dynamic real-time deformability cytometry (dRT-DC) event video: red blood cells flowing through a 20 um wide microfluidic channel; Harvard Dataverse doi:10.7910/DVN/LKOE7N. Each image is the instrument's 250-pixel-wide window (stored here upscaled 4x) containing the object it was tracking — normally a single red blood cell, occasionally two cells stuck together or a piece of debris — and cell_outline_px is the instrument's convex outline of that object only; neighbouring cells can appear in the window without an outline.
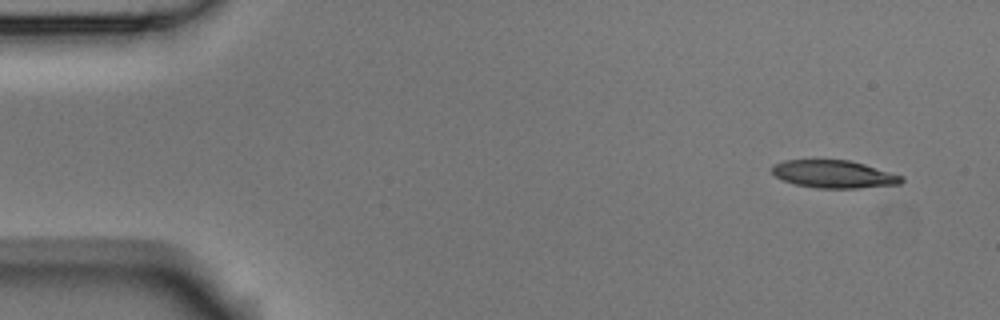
{"species": "Egyptian fruit bat (a non-hibernating species)", "species_latin": "Rousettus aegyptiacus", "temperature_condition": "room temperature", "stored_images_in_passage": 9, "camera_frame_rate_fps": 3000, "um_per_image_px": 0.085, "animal": {"sex": "male"}, "frame": {"image": 1, "passage_image": 1, "time_ms": 0.0, "image_size_px": [1000, 320], "cell_outline_px": [[904, 180], [900, 184], [860, 188], [816, 188], [796, 184], [784, 180], [776, 176], [772, 172], [772, 164], [784, 160], [848, 160], [864, 164], [904, 176]], "centroid_in_image_um": [70.89, 14.8], "position_along_channel_um": 14.1, "area_um2": 20.87}}
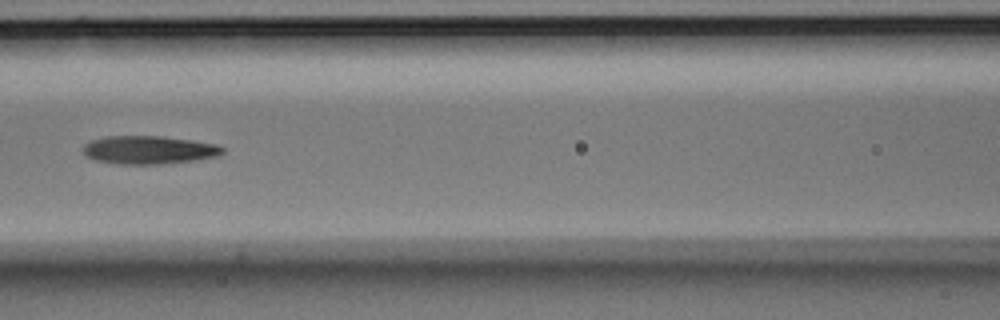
{"frame": {"image": 2, "passage_image": 6, "time_ms": 1.667, "image_size_px": [1000, 320], "cell_outline_px": [[224, 152], [216, 156], [196, 160], [160, 164], [116, 164], [96, 160], [88, 156], [84, 152], [84, 144], [92, 140], [104, 136], [164, 136], [192, 140], [216, 144], [224, 148]], "centroid_in_image_um": [12.67, 12.74], "position_along_channel_um": 153.9, "area_um2": 22.89}}
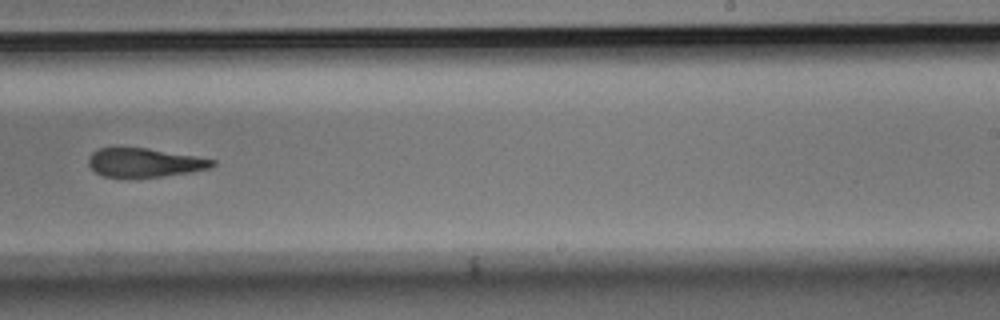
{"frame": {"image": 3, "passage_image": 9, "time_ms": 2.667, "image_size_px": [1000, 320], "cell_outline_px": [[216, 164], [208, 168], [188, 172], [164, 176], [104, 176], [96, 172], [88, 164], [88, 156], [92, 152], [100, 148], [116, 144], [148, 148], [216, 160]], "centroid_in_image_um": [12.2, 13.76], "position_along_channel_um": 276.8, "area_um2": 20.98}}